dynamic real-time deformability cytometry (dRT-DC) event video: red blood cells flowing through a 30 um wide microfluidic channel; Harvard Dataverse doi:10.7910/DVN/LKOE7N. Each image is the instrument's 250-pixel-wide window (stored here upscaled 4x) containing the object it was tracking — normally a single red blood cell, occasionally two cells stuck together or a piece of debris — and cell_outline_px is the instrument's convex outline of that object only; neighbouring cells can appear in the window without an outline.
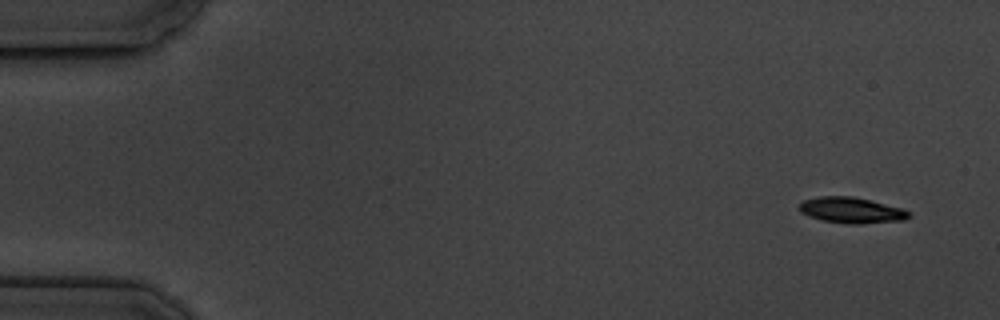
{"species": "common noctule bat (a hibernating species)", "species_latin": "Nyctalus noctula", "temperature_condition": "cold", "stored_images_in_passage": 5, "camera_frame_rate_fps": 3000, "um_per_image_px": 0.085, "animal": {"sex": "male", "body_mass_g": 19.5, "forearm_length_mm": 54.6}, "frame": {"image": 1, "passage_image": 1, "time_ms": 0.0, "image_size_px": [1000, 320], "cell_outline_px": [[912, 216], [904, 220], [860, 224], [848, 224], [820, 220], [808, 216], [800, 212], [800, 204], [804, 200], [820, 196], [852, 196], [900, 208], [912, 212]], "centroid_in_image_um": [72.37, 17.88], "position_along_channel_um": 12.6, "area_um2": 16.47}}
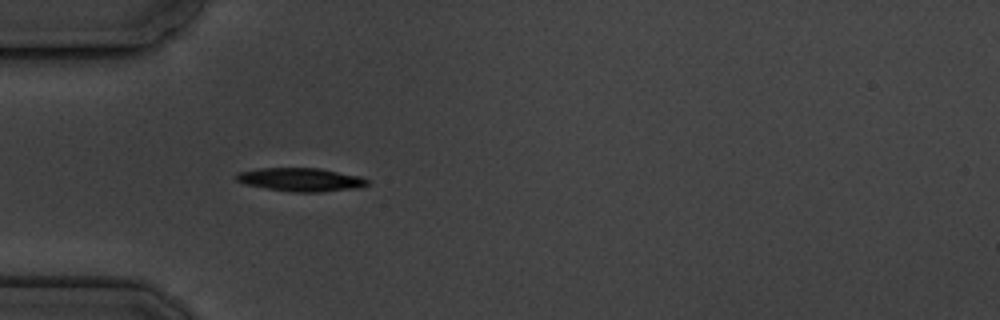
{"frame": {"image": 2, "passage_image": 5, "time_ms": 4.667, "image_size_px": [1000, 320], "cell_outline_px": [[368, 184], [360, 188], [320, 192], [292, 192], [268, 188], [248, 184], [236, 180], [236, 172], [256, 168], [320, 168], [360, 176], [368, 180]], "centroid_in_image_um": [25.59, 15.26], "position_along_channel_um": 59.4, "area_um2": 17.86}}